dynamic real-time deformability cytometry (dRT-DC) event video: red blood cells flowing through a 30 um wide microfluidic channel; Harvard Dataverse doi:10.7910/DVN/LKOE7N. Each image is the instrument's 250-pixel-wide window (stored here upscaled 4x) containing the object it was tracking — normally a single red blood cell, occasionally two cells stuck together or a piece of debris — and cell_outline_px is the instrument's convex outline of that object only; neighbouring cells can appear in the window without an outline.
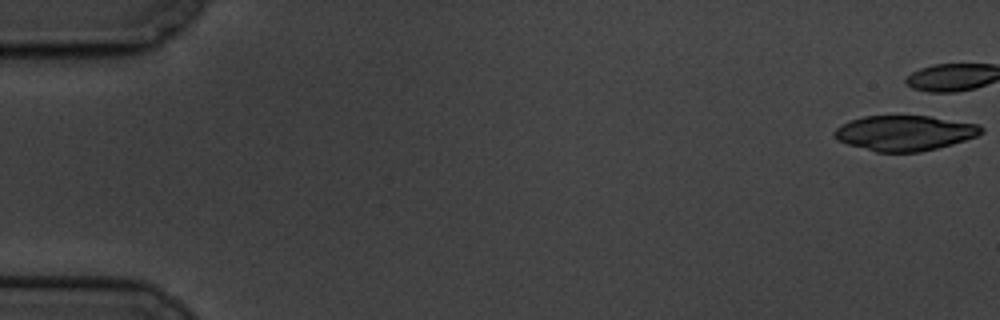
{"species": "common noctule bat (a hibernating species)", "species_latin": "Nyctalus noctula", "temperature_condition": "cold", "stored_images_in_passage": 10, "camera_frame_rate_fps": 3000, "um_per_image_px": 0.085, "animal": {"sex": "male", "body_mass_g": 19.5, "forearm_length_mm": 54.6}, "frame": {"image": 1, "passage_image": 1, "time_ms": 0.0, "image_size_px": [1000, 320], "cell_outline_px": [[984, 132], [976, 136], [952, 144], [920, 152], [876, 152], [848, 144], [836, 140], [832, 132], [840, 124], [864, 116], [932, 116], [980, 124], [984, 128]], "centroid_in_image_um": [76.9, 11.3], "position_along_channel_um": 8.1, "area_um2": 30.29}}